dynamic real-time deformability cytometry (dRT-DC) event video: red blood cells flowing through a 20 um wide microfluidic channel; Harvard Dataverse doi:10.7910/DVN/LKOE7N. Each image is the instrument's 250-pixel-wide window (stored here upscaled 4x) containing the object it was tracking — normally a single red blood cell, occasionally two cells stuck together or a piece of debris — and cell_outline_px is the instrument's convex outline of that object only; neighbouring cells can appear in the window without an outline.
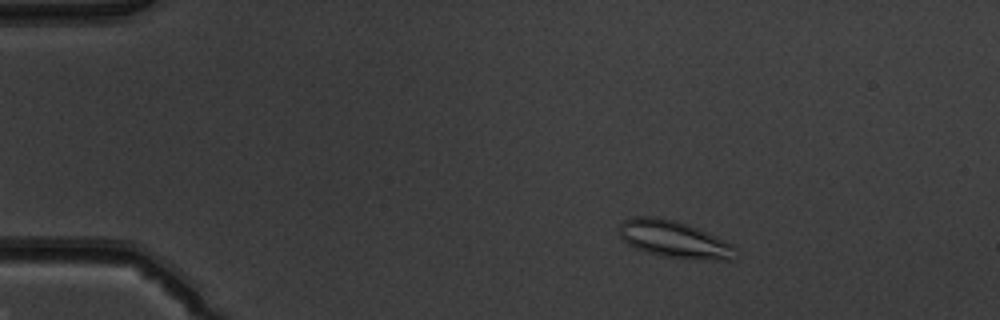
{"species": "common noctule bat (a hibernating species)", "species_latin": "Nyctalus noctula", "temperature_condition": "warm", "stored_images_in_passage": 49, "camera_frame_rate_fps": 3000, "um_per_image_px": 0.085, "animal": {"sex": "male", "body_mass_g": 19.5, "forearm_length_mm": 54.6}, "frame": {"image": 1, "passage_image": 7, "time_ms": 2.0, "image_size_px": [1000, 320], "cell_outline_px": [[736, 248], [732, 260], [720, 260], [660, 256], [636, 248], [628, 244], [620, 236], [616, 228], [624, 220], [632, 216], [656, 216], [676, 220], [688, 224], [724, 240], [732, 244]], "centroid_in_image_um": [57.24, 20.31], "position_along_channel_um": 27.8, "area_um2": 25.03}}
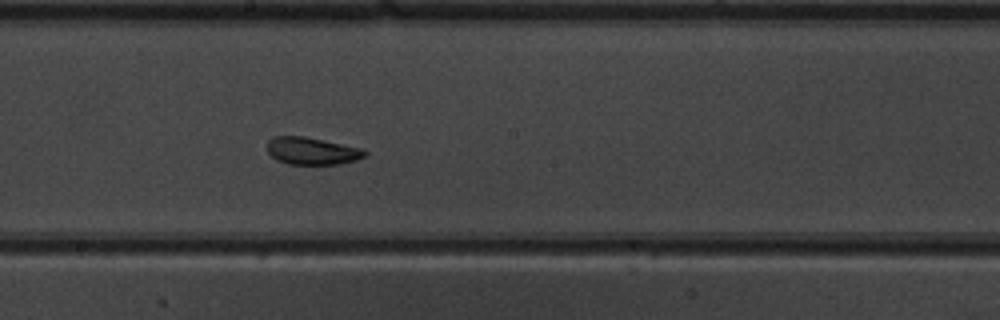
{"frame": {"image": 2, "passage_image": 27, "time_ms": 8.667, "image_size_px": [1000, 320], "cell_outline_px": [[368, 152], [364, 156], [356, 160], [340, 164], [288, 164], [276, 160], [268, 152], [268, 140], [272, 136], [304, 136], [364, 148]], "centroid_in_image_um": [26.53, 12.82], "position_along_channel_um": 221.7, "area_um2": 15.66}}
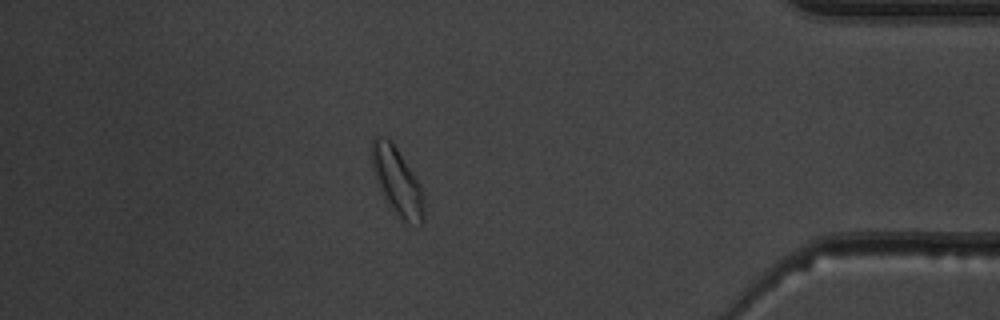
{"frame": {"image": 3, "passage_image": 43, "time_ms": 14.0, "image_size_px": [1000, 320], "cell_outline_px": [[424, 220], [420, 224], [404, 220], [396, 212], [384, 196], [380, 188], [372, 168], [372, 136], [384, 136], [396, 148], [420, 184], [424, 192]], "centroid_in_image_um": [33.77, 15.39], "position_along_channel_um": 401.4, "area_um2": 19.77}, "authors_computed_cell_mechanics": {"area_um2": 17.7446, "velocity_mm_per_s": 4.0156, "shape_relaxation_time_tau1_ms": 10.1215, "shape_relaxation_time_tau2_ms": 1.4996, "deformation_change_tau1": 0.2002, "deformation_change_tau2": 0.0823}}